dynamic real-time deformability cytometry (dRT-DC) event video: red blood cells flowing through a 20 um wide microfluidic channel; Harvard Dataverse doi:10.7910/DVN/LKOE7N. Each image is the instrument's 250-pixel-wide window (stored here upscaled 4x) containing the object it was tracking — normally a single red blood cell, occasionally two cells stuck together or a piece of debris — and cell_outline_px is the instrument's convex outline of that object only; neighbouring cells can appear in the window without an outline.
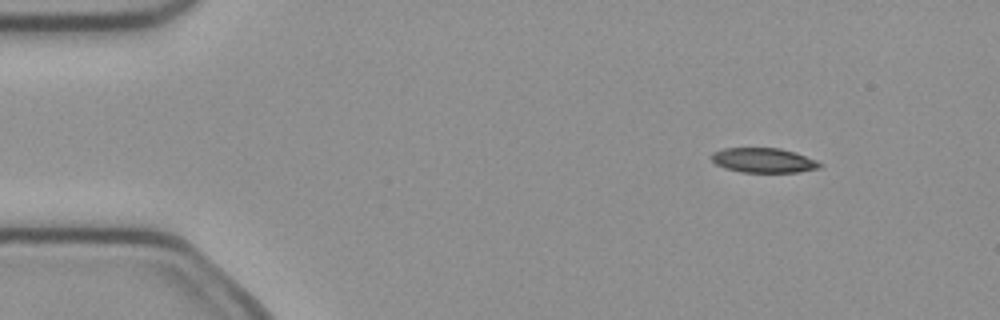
{"species": "common noctule bat (a hibernating species)", "species_latin": "Nyctalus noctula", "temperature_condition": "cold", "stored_images_in_passage": 3, "camera_frame_rate_fps": 3000, "um_per_image_px": 0.085, "animal": {"sex": "female", "body_mass_g": 21.9}, "frame": {"image": 1, "passage_image": 1, "time_ms": 0.0, "image_size_px": [1000, 320], "cell_outline_px": [[824, 164], [820, 168], [796, 172], [744, 172], [724, 168], [716, 164], [712, 160], [712, 152], [724, 148], [780, 148], [796, 152], [816, 160]], "centroid_in_image_um": [64.92, 13.62], "position_along_channel_um": 20.1, "area_um2": 15.61}}